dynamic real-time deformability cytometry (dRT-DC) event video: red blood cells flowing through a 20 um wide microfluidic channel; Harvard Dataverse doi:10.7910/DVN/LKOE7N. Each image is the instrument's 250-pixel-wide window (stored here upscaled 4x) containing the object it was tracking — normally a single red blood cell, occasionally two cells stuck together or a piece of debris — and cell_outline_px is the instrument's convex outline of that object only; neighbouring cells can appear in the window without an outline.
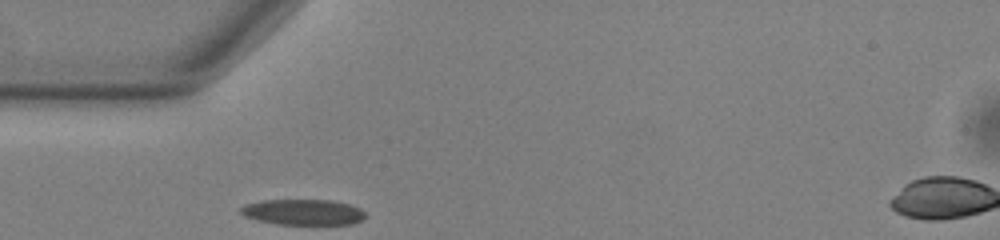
{"species": "common noctule bat (a hibernating species)", "species_latin": "Nyctalus noctula", "temperature_condition": "warm", "stored_images_in_passage": 2, "camera_frame_rate_fps": 3000, "um_per_image_px": 0.085, "animal": {"sex": "male", "body_mass_g": 13.0, "forearm_length_mm": 53.1}, "frame": {"image": 1, "passage_image": 1, "time_ms": 0.0, "image_size_px": [1000, 240], "cell_outline_px": [[364, 216], [360, 220], [352, 224], [276, 224], [256, 220], [244, 216], [240, 212], [240, 208], [248, 204], [264, 200], [332, 200], [348, 204], [360, 208], [364, 212]], "centroid_in_image_um": [25.75, 18.03], "position_along_channel_um": 59.3, "area_um2": 18.5}}